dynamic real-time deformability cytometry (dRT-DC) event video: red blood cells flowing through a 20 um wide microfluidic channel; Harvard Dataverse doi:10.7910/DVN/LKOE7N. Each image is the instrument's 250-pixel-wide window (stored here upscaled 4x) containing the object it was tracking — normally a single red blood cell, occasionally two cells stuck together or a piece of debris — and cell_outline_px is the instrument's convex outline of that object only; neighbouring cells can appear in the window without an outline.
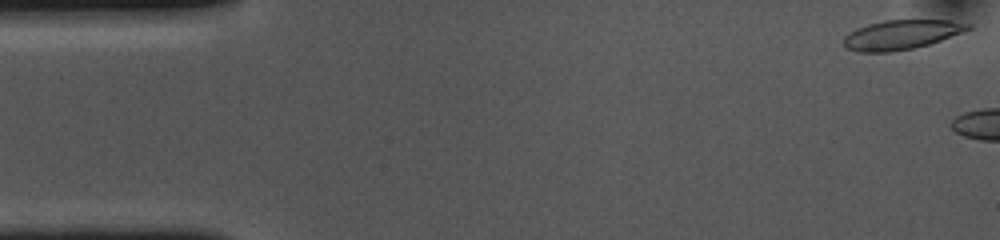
{"species": "common noctule bat (a hibernating species)", "species_latin": "Nyctalus noctula", "temperature_condition": "cold", "stored_images_in_passage": 5, "camera_frame_rate_fps": 3000, "um_per_image_px": 0.085, "animal": {"sex": "female", "body_mass_g": 10.0, "forearm_length_mm": 53.1}, "frame": {"image": 1, "passage_image": 1, "time_ms": 0.0, "image_size_px": [1000, 240], "cell_outline_px": [[972, 28], [940, 40], [928, 44], [912, 48], [892, 52], [860, 52], [844, 48], [844, 36], [848, 32], [856, 28], [868, 24], [884, 20], [948, 20], [972, 24]], "centroid_in_image_um": [76.56, 2.95], "position_along_channel_um": 8.4, "area_um2": 21.27}}